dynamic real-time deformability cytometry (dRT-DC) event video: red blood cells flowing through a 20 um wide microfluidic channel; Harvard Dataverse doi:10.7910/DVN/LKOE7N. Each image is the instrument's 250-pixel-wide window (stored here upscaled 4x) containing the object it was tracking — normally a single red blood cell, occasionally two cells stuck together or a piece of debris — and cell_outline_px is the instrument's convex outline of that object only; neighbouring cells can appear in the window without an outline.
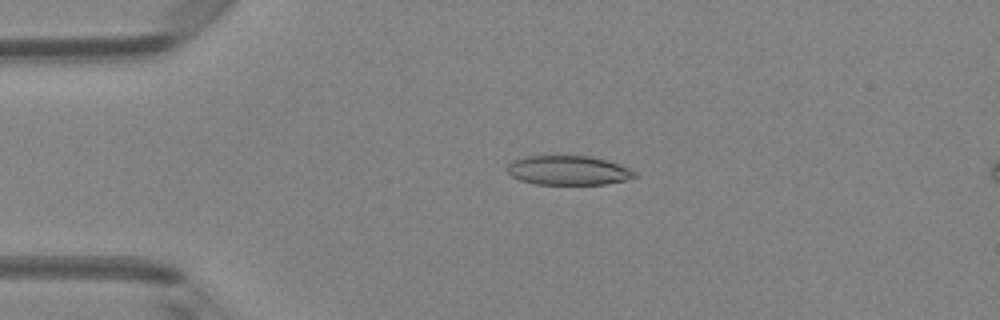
{"species": "Egyptian fruit bat (a non-hibernating species)", "species_latin": "Rousettus aegyptiacus", "temperature_condition": "room temperature", "stored_images_in_passage": 4, "camera_frame_rate_fps": 3000, "um_per_image_px": 0.085, "animal": {"sex": "female"}, "frame": {"image": 1, "passage_image": 3, "time_ms": 0.667, "image_size_px": [1000, 320], "cell_outline_px": [[636, 176], [628, 180], [604, 184], [536, 184], [520, 180], [512, 176], [508, 172], [508, 164], [516, 160], [528, 156], [588, 156], [620, 164], [632, 168], [636, 172]], "centroid_in_image_um": [48.36, 14.49], "position_along_channel_um": 36.6, "area_um2": 21.62}}